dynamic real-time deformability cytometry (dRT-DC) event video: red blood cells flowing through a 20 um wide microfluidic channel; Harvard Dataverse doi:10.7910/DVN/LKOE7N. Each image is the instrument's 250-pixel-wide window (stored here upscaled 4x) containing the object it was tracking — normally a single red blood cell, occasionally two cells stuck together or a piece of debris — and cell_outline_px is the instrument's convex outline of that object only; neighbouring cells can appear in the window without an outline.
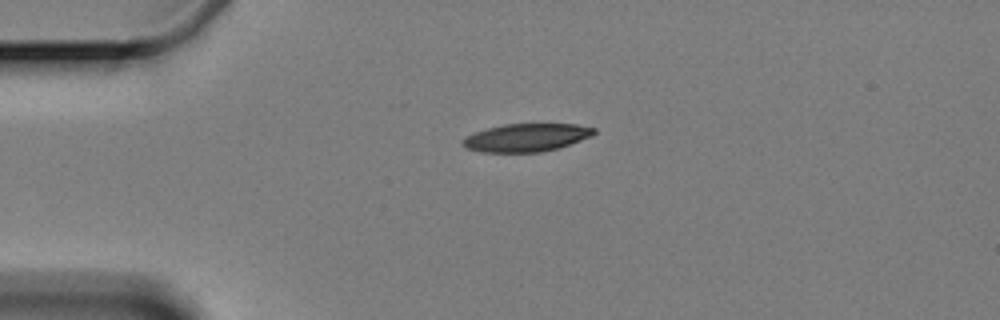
{"species": "Egyptian fruit bat (a non-hibernating species)", "species_latin": "Rousettus aegyptiacus", "temperature_condition": "cold", "stored_images_in_passage": 3, "camera_frame_rate_fps": 3000, "um_per_image_px": 0.085, "animal": {"sex": "female"}, "frame": {"image": 1, "passage_image": 1, "time_ms": 0.0, "image_size_px": [1000, 320], "cell_outline_px": [[596, 132], [592, 136], [560, 148], [540, 152], [480, 152], [464, 148], [460, 144], [460, 140], [476, 132], [488, 128], [504, 124], [576, 124], [596, 128]], "centroid_in_image_um": [44.74, 11.7], "position_along_channel_um": 40.3, "area_um2": 21.56}}
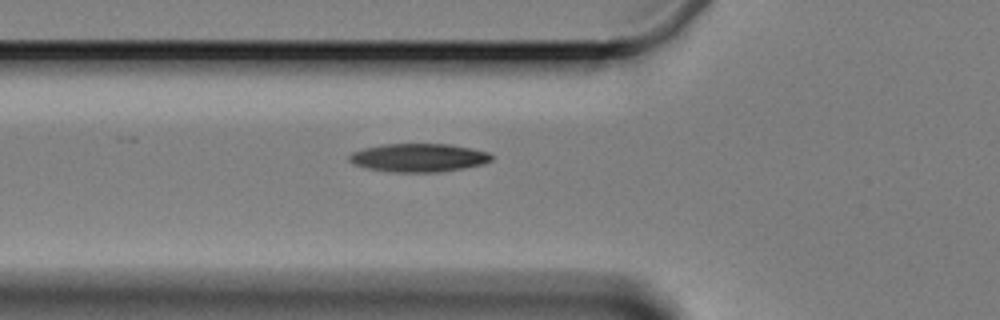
{"frame": {"image": 2, "passage_image": 3, "time_ms": 2.333, "image_size_px": [1000, 320], "cell_outline_px": [[492, 160], [480, 164], [464, 168], [440, 172], [388, 172], [368, 168], [352, 164], [348, 160], [348, 156], [352, 152], [364, 148], [384, 144], [452, 144], [472, 148], [488, 152], [492, 156]], "centroid_in_image_um": [35.56, 13.4], "position_along_channel_um": 90.2, "area_um2": 23.58}}